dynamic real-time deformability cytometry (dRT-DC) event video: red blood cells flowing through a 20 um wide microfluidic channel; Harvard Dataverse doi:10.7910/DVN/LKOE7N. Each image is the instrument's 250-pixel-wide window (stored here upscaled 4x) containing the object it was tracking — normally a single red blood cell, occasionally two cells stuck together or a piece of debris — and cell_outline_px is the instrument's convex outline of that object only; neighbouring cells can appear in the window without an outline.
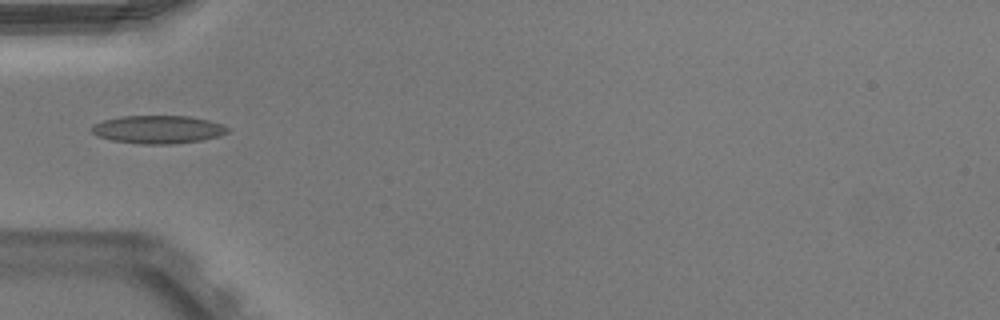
{"species": "Egyptian fruit bat (a non-hibernating species)", "species_latin": "Rousettus aegyptiacus", "temperature_condition": "warm", "stored_images_in_passage": 35, "camera_frame_rate_fps": 3000, "um_per_image_px": 0.085, "animal": {"sex": "male"}, "frame": {"image": 1, "passage_image": 1, "time_ms": 0.0, "image_size_px": [1000, 320], "cell_outline_px": [[232, 128], [228, 132], [220, 136], [200, 140], [176, 144], [140, 144], [112, 140], [96, 136], [92, 132], [92, 128], [96, 124], [104, 120], [120, 116], [188, 116], [208, 120]], "centroid_in_image_um": [13.46, 11.01], "position_along_channel_um": 71.5, "area_um2": 22.2}}
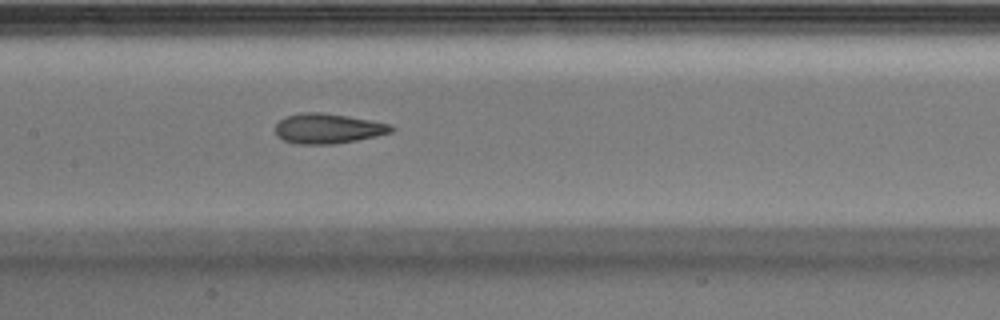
{"frame": {"image": 2, "passage_image": 9, "time_ms": 2.667, "image_size_px": [1000, 320], "cell_outline_px": [[396, 128], [392, 132], [376, 136], [356, 140], [332, 144], [296, 144], [284, 140], [276, 136], [276, 124], [280, 120], [288, 116], [300, 112], [324, 112], [348, 116], [392, 124]], "centroid_in_image_um": [27.89, 10.92], "position_along_channel_um": 179.5, "area_um2": 20.35}}
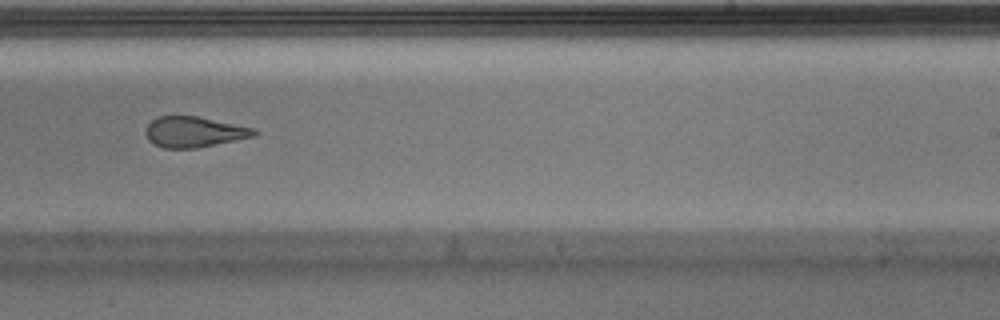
{"frame": {"image": 3, "passage_image": 16, "time_ms": 5.0, "image_size_px": [1000, 320], "cell_outline_px": [[260, 132], [256, 136], [196, 148], [164, 148], [148, 140], [144, 132], [144, 128], [156, 116], [196, 116], [252, 128]], "centroid_in_image_um": [16.46, 11.21], "position_along_channel_um": 272.5, "area_um2": 19.25}, "authors_computed_cell_mechanics": {"area_um2": 20.9236, "velocity_mm_per_s": 4.0011, "shape_relaxation_time_tau1_ms": null, "shape_relaxation_time_tau2_ms": 2.1297, "deformation_change_tau1": null, "deformation_change_tau2": 0.1044}}